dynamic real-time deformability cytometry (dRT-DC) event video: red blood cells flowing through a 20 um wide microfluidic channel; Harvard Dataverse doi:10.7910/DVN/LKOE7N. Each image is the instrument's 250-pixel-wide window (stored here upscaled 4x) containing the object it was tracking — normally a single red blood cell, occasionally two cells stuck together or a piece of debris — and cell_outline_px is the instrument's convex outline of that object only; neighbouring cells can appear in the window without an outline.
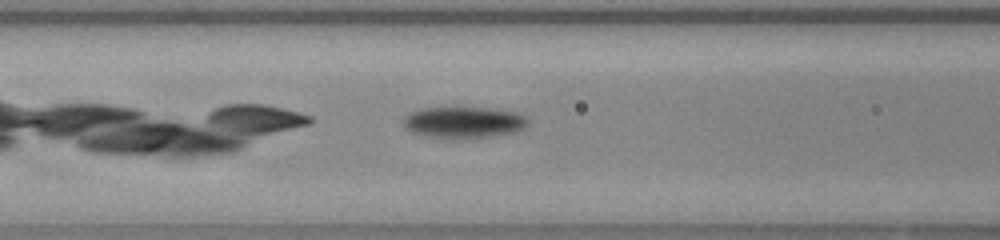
{"species": "common noctule bat (a hibernating species)", "species_latin": "Nyctalus noctula", "temperature_condition": "warm", "stored_images_in_passage": 38, "camera_frame_rate_fps": 3000, "um_per_image_px": 0.085, "animal": {"sex": "female", "body_mass_g": 23.0, "forearm_length_mm": 53.4}, "frame": {"image": 1, "passage_image": 6, "time_ms": 1.667, "image_size_px": [1000, 240], "cell_outline_px": [[528, 124], [524, 128], [512, 132], [488, 136], [428, 136], [412, 132], [404, 124], [404, 116], [408, 112], [420, 108], [456, 104], [520, 112], [528, 116]], "centroid_in_image_um": [39.42, 10.29], "position_along_channel_um": 127.2, "area_um2": 23.06}}
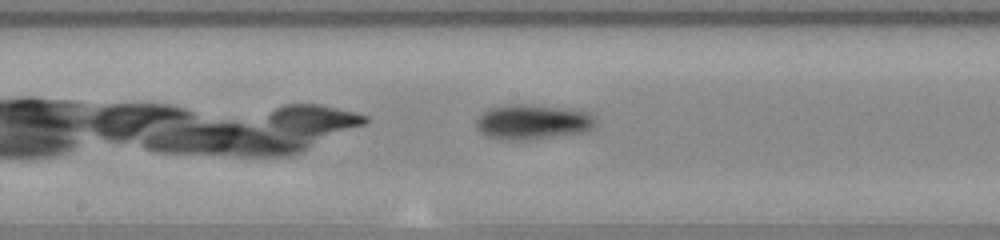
{"frame": {"image": 2, "passage_image": 12, "time_ms": 3.667, "image_size_px": [1000, 240], "cell_outline_px": [[596, 124], [588, 132], [532, 140], [500, 140], [488, 136], [480, 132], [476, 128], [476, 120], [488, 108], [512, 104], [528, 104], [560, 108], [588, 112], [596, 120]], "centroid_in_image_um": [45.28, 10.39], "position_along_channel_um": 202.9, "area_um2": 24.51}}
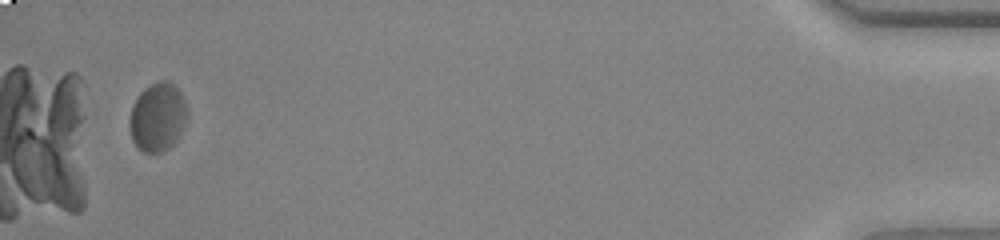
{"frame": {"image": 3, "passage_image": 36, "time_ms": 11.667, "image_size_px": [1000, 240], "cell_outline_px": [[188, 120], [184, 128], [176, 140], [168, 148], [160, 152], [144, 152], [132, 140], [128, 124], [132, 104], [136, 96], [144, 88], [160, 80], [168, 80], [180, 92], [188, 108]], "centroid_in_image_um": [13.4, 9.93], "position_along_channel_um": 421.8, "area_um2": 23.29}, "authors_computed_cell_mechanics": {"area_um2": 22.1952, "velocity_mm_per_s": 3.8001, "shape_relaxation_time_tau1_ms": 1.8829, "shape_relaxation_time_tau2_ms": null, "deformation_change_tau1": 0.0795, "deformation_change_tau2": null}}